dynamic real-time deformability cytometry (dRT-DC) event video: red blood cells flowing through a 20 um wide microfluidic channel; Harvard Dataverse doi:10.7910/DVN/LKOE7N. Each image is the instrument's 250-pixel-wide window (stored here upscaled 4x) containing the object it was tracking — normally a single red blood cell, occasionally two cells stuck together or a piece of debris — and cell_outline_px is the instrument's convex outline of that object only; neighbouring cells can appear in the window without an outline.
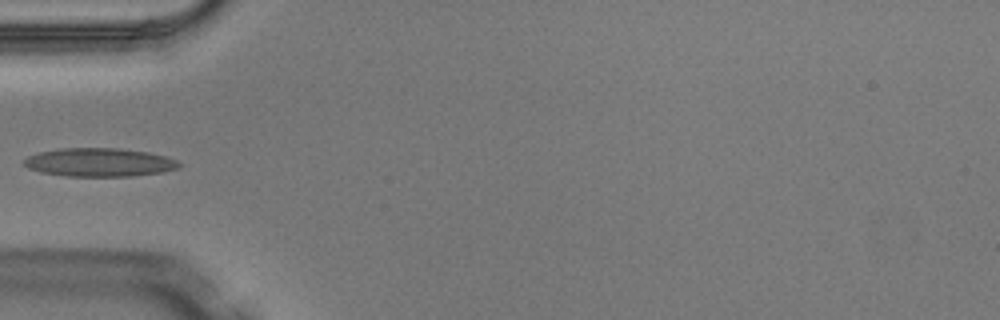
{"species": "Egyptian fruit bat (a non-hibernating species)", "species_latin": "Rousettus aegyptiacus", "temperature_condition": "warm", "stored_images_in_passage": 5, "camera_frame_rate_fps": 3000, "um_per_image_px": 0.085, "animal": {"sex": "male"}, "frame": {"image": 1, "passage_image": 5, "time_ms": 1.333, "image_size_px": [1000, 320], "cell_outline_px": [[184, 164], [180, 168], [160, 172], [132, 176], [68, 176], [40, 172], [28, 168], [24, 164], [24, 160], [28, 156], [40, 152], [64, 148], [120, 148], [148, 152], [164, 156], [176, 160]], "centroid_in_image_um": [8.48, 13.8], "position_along_channel_um": 76.5, "area_um2": 25.66}}